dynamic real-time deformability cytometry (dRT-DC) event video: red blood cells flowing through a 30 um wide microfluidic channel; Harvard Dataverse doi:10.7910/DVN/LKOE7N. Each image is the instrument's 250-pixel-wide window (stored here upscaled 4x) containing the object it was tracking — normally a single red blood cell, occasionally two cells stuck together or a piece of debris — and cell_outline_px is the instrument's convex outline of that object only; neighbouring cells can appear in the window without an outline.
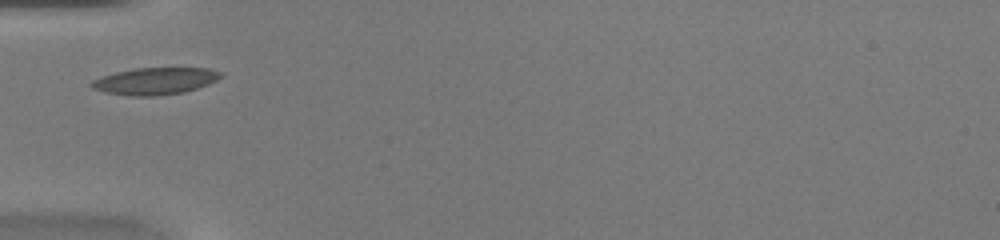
{"species": "common noctule bat (a hibernating species)", "species_latin": "Nyctalus noctula", "temperature_condition": "warm", "stored_images_in_passage": 33, "camera_frame_rate_fps": 3000, "um_per_image_px": 0.085, "animal": {"sex": "female", "body_mass_g": 20.0, "forearm_length_mm": 54.0}, "frame": {"image": 1, "passage_image": 1, "time_ms": 0.0, "image_size_px": [1000, 240], "cell_outline_px": [[224, 72], [216, 80], [208, 84], [184, 92], [156, 96], [128, 96], [104, 92], [92, 88], [88, 84], [92, 80], [100, 76], [132, 68], [208, 68]], "centroid_in_image_um": [13.13, 6.89], "position_along_channel_um": 71.9, "area_um2": 20.46}}
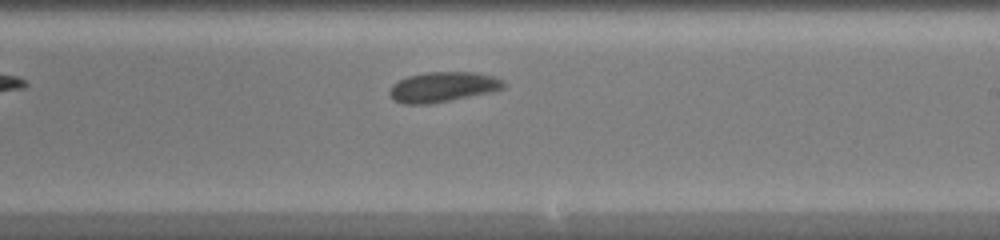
{"frame": {"image": 2, "passage_image": 14, "time_ms": 4.333, "image_size_px": [1000, 240], "cell_outline_px": [[504, 88], [492, 92], [452, 100], [428, 104], [404, 104], [392, 100], [388, 92], [392, 84], [408, 76], [428, 72], [476, 72], [496, 76], [504, 80]], "centroid_in_image_um": [37.65, 7.39], "position_along_channel_um": 251.3, "area_um2": 20.23}}
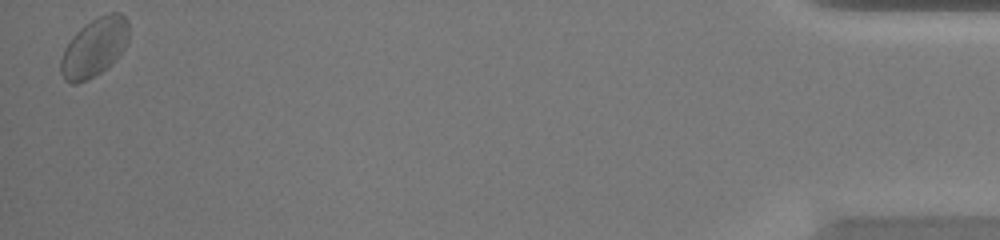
{"frame": {"image": 3, "passage_image": 33, "time_ms": 10.667, "image_size_px": [1000, 240], "cell_outline_px": [[128, 44], [116, 60], [100, 72], [88, 80], [76, 84], [72, 84], [64, 80], [60, 72], [60, 60], [64, 48], [72, 36], [84, 24], [108, 12], [120, 12], [128, 20]], "centroid_in_image_um": [8.02, 4.03], "position_along_channel_um": 427.2, "area_um2": 23.52}, "authors_computed_cell_mechanics": {"area_um2": 20.4034, "velocity_mm_per_s": 4.1615, "shape_relaxation_time_tau1_ms": null, "shape_relaxation_time_tau2_ms": 3.1136, "deformation_change_tau1": null, "deformation_change_tau2": 0.0611}}